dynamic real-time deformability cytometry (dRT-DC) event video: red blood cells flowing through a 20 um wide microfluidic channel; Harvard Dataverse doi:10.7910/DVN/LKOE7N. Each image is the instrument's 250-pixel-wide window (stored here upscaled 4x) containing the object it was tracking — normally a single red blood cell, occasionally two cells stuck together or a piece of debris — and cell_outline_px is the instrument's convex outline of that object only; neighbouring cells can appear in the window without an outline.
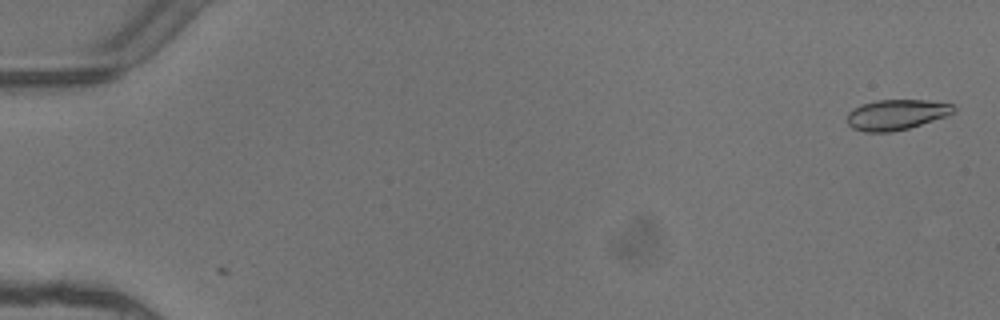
{"species": "common noctule bat (a hibernating species)", "species_latin": "Nyctalus noctula", "temperature_condition": "warm", "stored_images_in_passage": 5, "camera_frame_rate_fps": 3000, "um_per_image_px": 0.085, "animal": {"sex": "female"}, "frame": {"image": 1, "passage_image": 1, "time_ms": 0.0, "image_size_px": [1000, 320], "cell_outline_px": [[956, 108], [952, 112], [944, 116], [908, 128], [892, 132], [864, 132], [852, 128], [848, 124], [848, 112], [852, 108], [876, 100], [928, 100], [952, 104]], "centroid_in_image_um": [76.14, 9.74], "position_along_channel_um": 8.9, "area_um2": 18.61}}
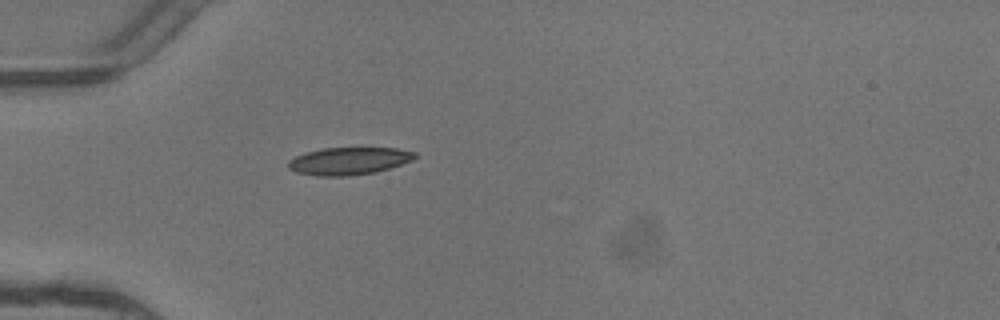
{"frame": {"image": 2, "passage_image": 5, "time_ms": 1.333, "image_size_px": [1000, 320], "cell_outline_px": [[416, 156], [412, 160], [376, 172], [348, 176], [316, 176], [296, 172], [288, 168], [288, 160], [296, 156], [308, 152], [324, 148], [396, 148], [416, 152]], "centroid_in_image_um": [29.63, 13.69], "position_along_channel_um": 55.4, "area_um2": 20.11}}